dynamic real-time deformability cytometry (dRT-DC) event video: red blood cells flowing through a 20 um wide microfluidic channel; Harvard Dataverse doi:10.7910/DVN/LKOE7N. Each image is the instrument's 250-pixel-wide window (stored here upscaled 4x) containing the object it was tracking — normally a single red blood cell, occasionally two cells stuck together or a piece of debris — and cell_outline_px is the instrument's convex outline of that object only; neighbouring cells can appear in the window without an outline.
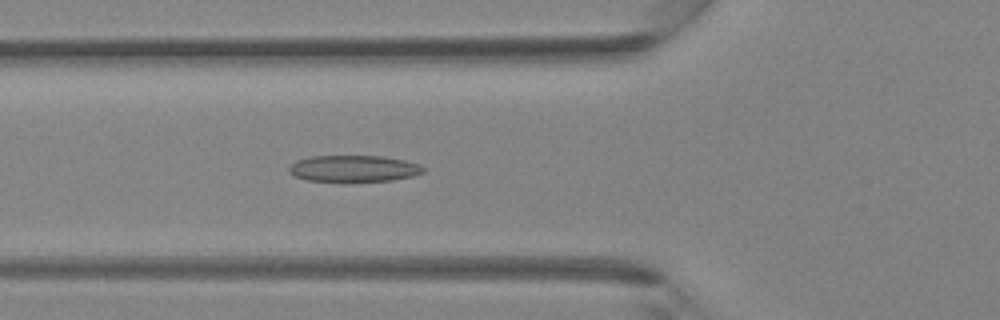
{"species": "Egyptian fruit bat (a non-hibernating species)", "species_latin": "Rousettus aegyptiacus", "temperature_condition": "room temperature", "stored_images_in_passage": 30, "camera_frame_rate_fps": 3000, "um_per_image_px": 0.085, "animal": {"sex": "female"}, "frame": {"image": 1, "passage_image": 4, "time_ms": 1.0, "image_size_px": [1000, 320], "cell_outline_px": [[424, 172], [412, 176], [392, 180], [344, 184], [304, 180], [288, 172], [288, 168], [296, 160], [308, 156], [380, 156], [404, 160], [420, 164], [424, 168]], "centroid_in_image_um": [30.01, 14.37], "position_along_channel_um": 95.8, "area_um2": 21.62}}
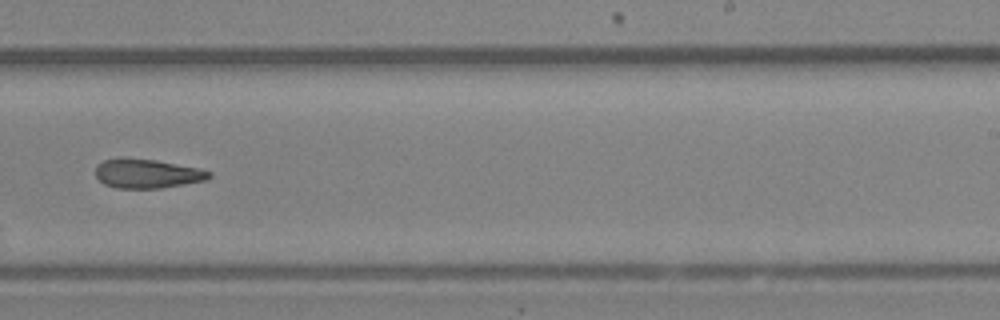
{"frame": {"image": 2, "passage_image": 15, "time_ms": 4.667, "image_size_px": [1000, 320], "cell_outline_px": [[212, 176], [204, 180], [184, 184], [160, 188], [116, 188], [104, 184], [96, 176], [96, 164], [104, 160], [120, 156], [156, 160], [200, 168], [212, 172]], "centroid_in_image_um": [12.48, 14.73], "position_along_channel_um": 276.5, "area_um2": 19.54}}
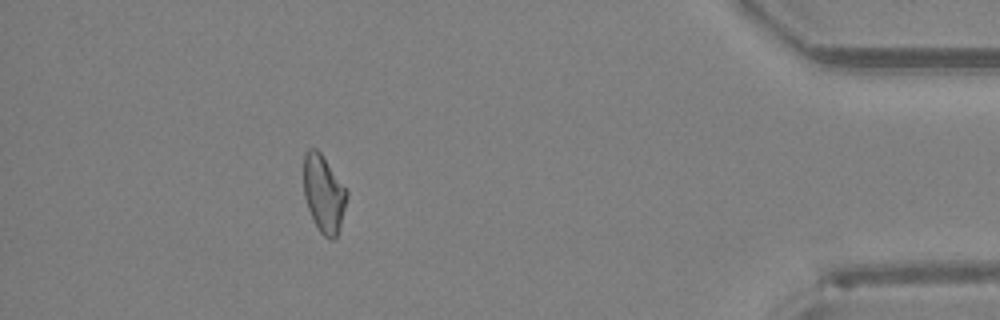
{"frame": {"image": 3, "passage_image": 26, "time_ms": 8.333, "image_size_px": [1000, 320], "cell_outline_px": [[348, 196], [340, 224], [336, 236], [332, 240], [328, 240], [320, 232], [308, 208], [304, 196], [304, 152], [308, 148], [316, 148], [320, 152], [348, 192]], "centroid_in_image_um": [27.5, 16.45], "position_along_channel_um": 407.7, "area_um2": 19.13}}